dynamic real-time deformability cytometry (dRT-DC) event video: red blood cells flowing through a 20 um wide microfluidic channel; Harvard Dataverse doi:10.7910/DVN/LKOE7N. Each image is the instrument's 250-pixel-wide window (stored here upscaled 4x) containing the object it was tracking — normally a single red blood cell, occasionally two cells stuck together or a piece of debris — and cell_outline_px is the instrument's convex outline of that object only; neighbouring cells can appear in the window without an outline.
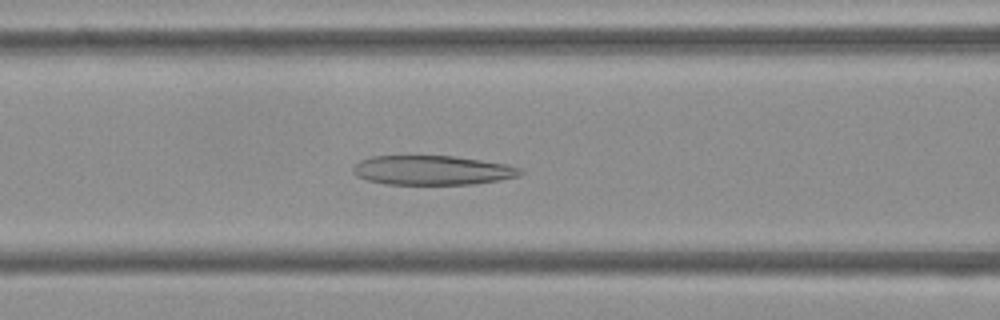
{"species": "Egyptian fruit bat (a non-hibernating species)", "species_latin": "Rousettus aegyptiacus", "temperature_condition": "cold", "stored_images_in_passage": 54, "segment_of_instrument_passage": [1, 2], "camera_frame_rate_fps": 3000, "um_per_image_px": 0.085, "frame": {"image": 1, "passage_image": 21, "time_ms": 6.667, "image_size_px": [1000, 320], "cell_outline_px": [[524, 172], [520, 176], [500, 180], [472, 184], [384, 184], [368, 180], [356, 176], [352, 172], [352, 168], [360, 160], [372, 156], [452, 156], [508, 164], [520, 168]], "centroid_in_image_um": [36.75, 14.47], "position_along_channel_um": 129.9, "area_um2": 28.67}}
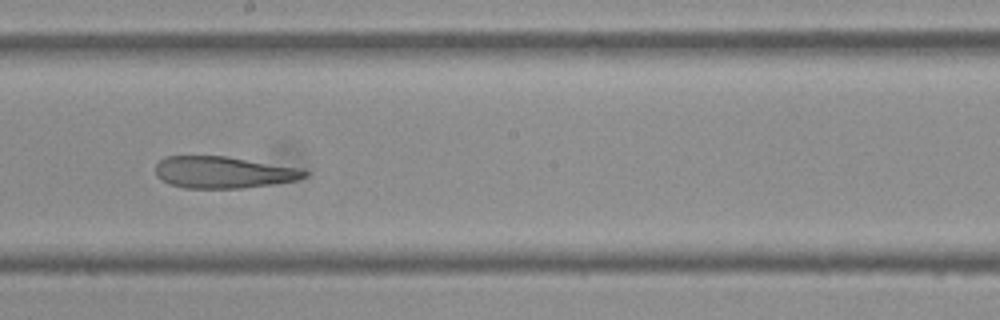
{"frame": {"image": 2, "passage_image": 29, "time_ms": 9.333, "image_size_px": [1000, 320], "cell_outline_px": [[308, 176], [296, 180], [272, 184], [244, 188], [184, 188], [168, 184], [160, 180], [156, 176], [156, 164], [164, 156], [228, 156], [304, 168], [308, 172]], "centroid_in_image_um": [19.0, 14.64], "position_along_channel_um": 229.2, "area_um2": 28.03}}
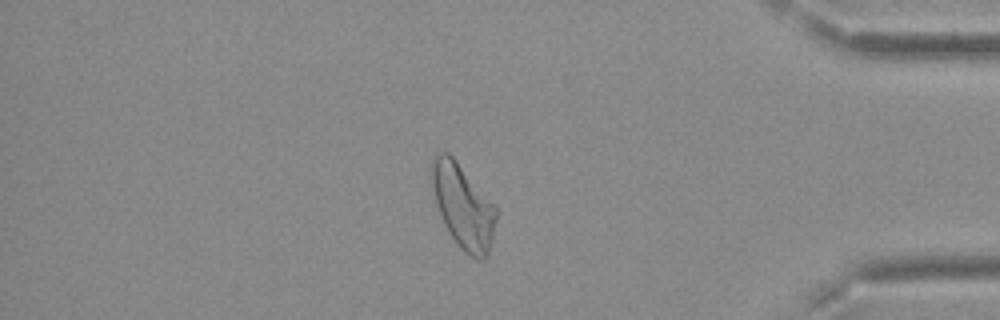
{"frame": {"image": 3, "passage_image": 45, "time_ms": 14.667, "image_size_px": [1000, 320], "cell_outline_px": [[496, 220], [492, 240], [488, 256], [484, 260], [476, 260], [464, 252], [456, 244], [448, 232], [440, 216], [436, 204], [432, 184], [432, 160], [440, 152], [448, 152], [452, 156], [496, 208]], "centroid_in_image_um": [39.36, 17.61], "position_along_channel_um": 395.8, "area_um2": 31.1}}